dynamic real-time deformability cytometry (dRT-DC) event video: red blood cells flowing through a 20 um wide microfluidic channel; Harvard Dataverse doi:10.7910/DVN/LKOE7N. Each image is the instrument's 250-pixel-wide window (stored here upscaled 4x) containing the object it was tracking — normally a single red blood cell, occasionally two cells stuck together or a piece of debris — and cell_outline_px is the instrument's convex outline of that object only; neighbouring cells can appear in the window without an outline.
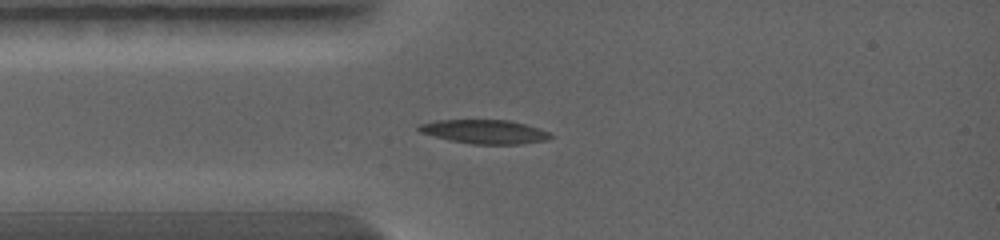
{"species": "common noctule bat (a hibernating species)", "species_latin": "Nyctalus noctula", "temperature_condition": "warm", "stored_images_in_passage": 26, "camera_frame_rate_fps": 5000, "um_per_image_px": 0.085, "animal": {"sex": "female", "body_mass_g": 19.0, "forearm_length_mm": 56.7}, "frame": {"image": 1, "passage_image": 3, "time_ms": 0.8, "image_size_px": [1000, 240], "cell_outline_px": [[552, 136], [548, 140], [524, 144], [472, 144], [452, 140], [420, 132], [416, 128], [420, 124], [436, 120], [508, 120], [540, 128], [548, 132]], "centroid_in_image_um": [41.23, 11.19], "position_along_channel_um": 43.8, "area_um2": 18.21}}
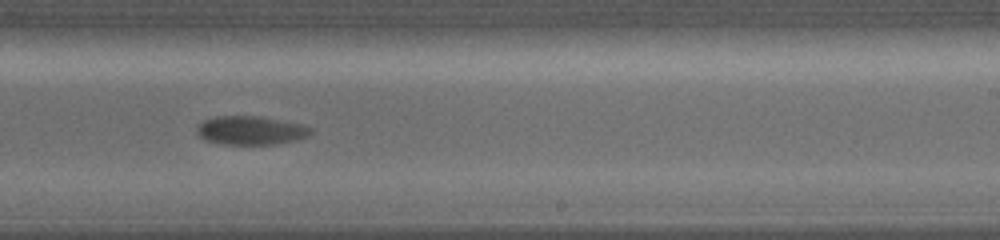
{"frame": {"image": 2, "passage_image": 14, "time_ms": 5.2, "image_size_px": [1000, 240], "cell_outline_px": [[312, 132], [308, 136], [296, 140], [276, 144], [224, 144], [204, 140], [196, 132], [196, 128], [204, 120], [216, 116], [260, 116], [300, 124], [312, 128]], "centroid_in_image_um": [21.3, 11.08], "position_along_channel_um": 267.7, "area_um2": 18.96}}
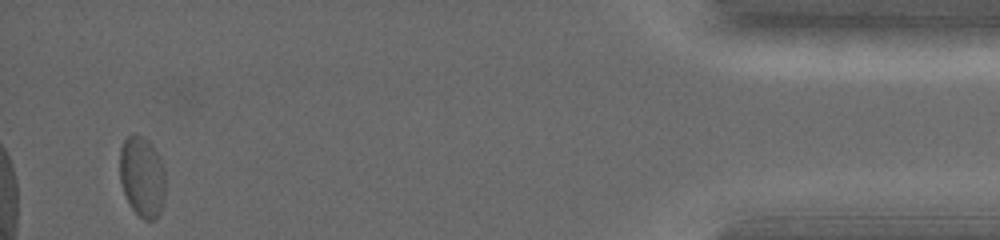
{"frame": {"image": 3, "passage_image": 26, "time_ms": 10.0, "image_size_px": [1000, 240], "cell_outline_px": [[164, 200], [160, 212], [156, 220], [144, 220], [132, 208], [124, 192], [120, 180], [120, 148], [124, 140], [132, 132], [136, 132], [144, 136], [152, 144], [160, 156], [164, 172]], "centroid_in_image_um": [12.08, 14.97], "position_along_channel_um": 423.1, "area_um2": 21.68}}